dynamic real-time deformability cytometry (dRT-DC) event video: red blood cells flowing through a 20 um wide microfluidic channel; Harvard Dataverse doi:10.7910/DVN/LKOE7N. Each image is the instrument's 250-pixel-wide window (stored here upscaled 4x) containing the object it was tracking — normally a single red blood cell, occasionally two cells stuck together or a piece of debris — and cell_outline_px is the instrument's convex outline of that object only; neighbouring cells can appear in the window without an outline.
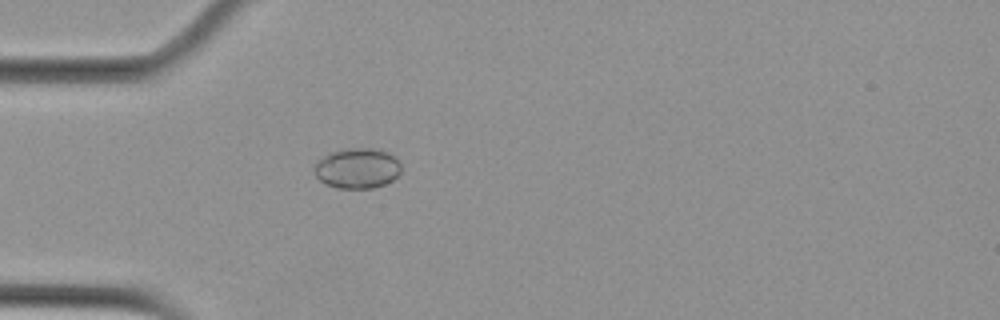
{"species": "Egyptian fruit bat (a non-hibernating species)", "species_latin": "Rousettus aegyptiacus", "temperature_condition": "cold", "stored_images_in_passage": 1, "camera_frame_rate_fps": 3000, "um_per_image_px": 0.085, "animal": {"sex": "female"}, "frame": {"image": 1, "passage_image": 1, "time_ms": 0.0, "image_size_px": [1000, 320], "cell_outline_px": [[400, 172], [392, 180], [384, 184], [372, 188], [336, 188], [324, 184], [316, 176], [316, 160], [332, 152], [344, 148], [372, 148], [388, 152], [400, 164]], "centroid_in_image_um": [30.35, 14.3], "position_along_channel_um": 54.7, "area_um2": 20.23}}